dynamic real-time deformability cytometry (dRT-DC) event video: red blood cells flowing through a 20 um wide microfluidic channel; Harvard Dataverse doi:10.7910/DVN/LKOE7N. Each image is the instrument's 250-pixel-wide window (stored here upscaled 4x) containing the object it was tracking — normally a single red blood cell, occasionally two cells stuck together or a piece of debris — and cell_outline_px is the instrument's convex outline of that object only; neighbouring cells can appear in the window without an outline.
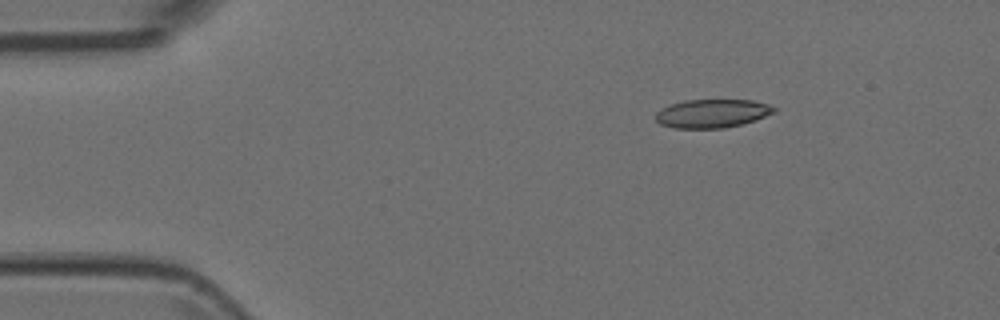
{"species": "Egyptian fruit bat (a non-hibernating species)", "species_latin": "Rousettus aegyptiacus", "temperature_condition": "room temperature", "stored_images_in_passage": 6, "segment_of_instrument_passage": [1, 2], "camera_frame_rate_fps": 3000, "um_per_image_px": 0.085, "animal": {"sex": "female"}, "frame": {"image": 1, "passage_image": 3, "time_ms": 0.667, "image_size_px": [1000, 320], "cell_outline_px": [[776, 112], [756, 120], [724, 128], [672, 128], [660, 124], [656, 120], [656, 112], [660, 108], [684, 100], [752, 100], [768, 104], [776, 108]], "centroid_in_image_um": [60.53, 9.64], "position_along_channel_um": 24.5, "area_um2": 19.71}}